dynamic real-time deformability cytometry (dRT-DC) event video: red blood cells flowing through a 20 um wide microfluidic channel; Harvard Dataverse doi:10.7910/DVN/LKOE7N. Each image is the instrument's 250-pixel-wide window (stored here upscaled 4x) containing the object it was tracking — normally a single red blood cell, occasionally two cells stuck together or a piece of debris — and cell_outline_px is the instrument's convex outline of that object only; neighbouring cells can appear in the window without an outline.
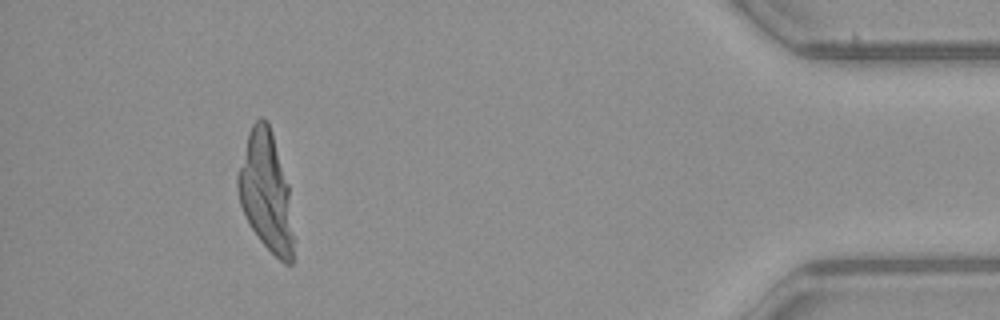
{"species": "common noctule bat (a hibernating species)", "species_latin": "Nyctalus noctula", "temperature_condition": "warm", "stored_images_in_passage": 49, "camera_frame_rate_fps": 3000, "um_per_image_px": 0.085, "animal": {"sex": "female", "body_mass_g": 21.9}, "frame": {"image": 1, "passage_image": 45, "time_ms": 14.667, "image_size_px": [1000, 320], "cell_outline_px": [[292, 264], [284, 264], [260, 240], [244, 216], [240, 204], [236, 184], [236, 176], [248, 132], [252, 124], [260, 116], [264, 116], [268, 120], [272, 132], [288, 184], [292, 236]], "centroid_in_image_um": [22.57, 16.22], "position_along_channel_um": 412.6, "area_um2": 38.26}}